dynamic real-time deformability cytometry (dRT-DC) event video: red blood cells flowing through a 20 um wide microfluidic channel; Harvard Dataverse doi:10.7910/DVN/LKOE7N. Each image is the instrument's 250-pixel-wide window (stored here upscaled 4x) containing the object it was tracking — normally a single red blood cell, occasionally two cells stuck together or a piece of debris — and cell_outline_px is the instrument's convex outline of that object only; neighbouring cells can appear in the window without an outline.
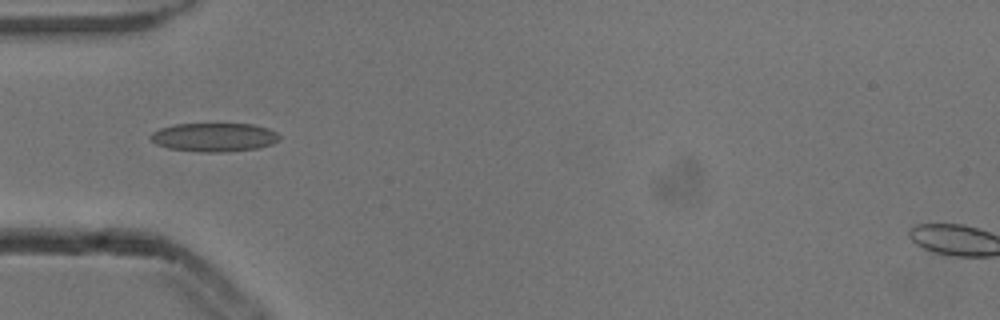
{"species": "common noctule bat (a hibernating species)", "species_latin": "Nyctalus noctula", "temperature_condition": "cold", "stored_images_in_passage": 25, "camera_frame_rate_fps": 3000, "um_per_image_px": 0.085, "animal": {"sex": "male", "body_mass_g": 13.3}, "frame": {"image": 1, "passage_image": 4, "time_ms": 1.0, "image_size_px": [1000, 320], "cell_outline_px": [[280, 140], [272, 144], [256, 148], [228, 152], [200, 152], [168, 148], [156, 144], [148, 136], [152, 132], [160, 128], [176, 124], [252, 124], [268, 128], [276, 132], [280, 136]], "centroid_in_image_um": [18.2, 11.67], "position_along_channel_um": 66.8, "area_um2": 21.62}}
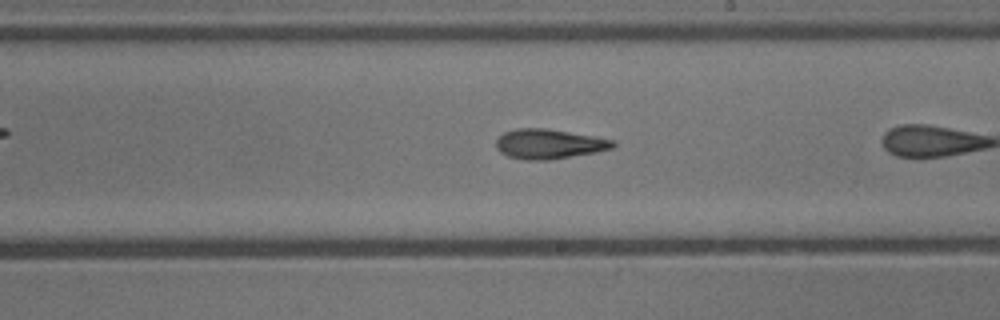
{"frame": {"image": 2, "passage_image": 15, "time_ms": 4.667, "image_size_px": [1000, 320], "cell_outline_px": [[616, 144], [612, 148], [596, 152], [548, 160], [524, 160], [508, 156], [500, 152], [496, 148], [496, 140], [504, 132], [516, 128], [544, 128], [596, 136], [612, 140]], "centroid_in_image_um": [46.64, 12.23], "position_along_channel_um": 242.4, "area_um2": 20.23}}
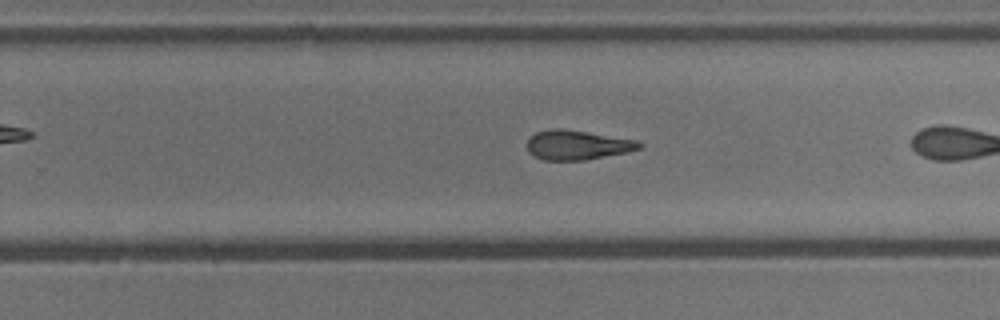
{"frame": {"image": 3, "passage_image": 18, "time_ms": 5.667, "image_size_px": [1000, 320], "cell_outline_px": [[644, 144], [640, 148], [624, 152], [584, 160], [544, 160], [528, 152], [528, 136], [536, 132], [552, 128], [564, 128], [636, 140]], "centroid_in_image_um": [49.03, 12.31], "position_along_channel_um": 280.8, "area_um2": 19.13}}